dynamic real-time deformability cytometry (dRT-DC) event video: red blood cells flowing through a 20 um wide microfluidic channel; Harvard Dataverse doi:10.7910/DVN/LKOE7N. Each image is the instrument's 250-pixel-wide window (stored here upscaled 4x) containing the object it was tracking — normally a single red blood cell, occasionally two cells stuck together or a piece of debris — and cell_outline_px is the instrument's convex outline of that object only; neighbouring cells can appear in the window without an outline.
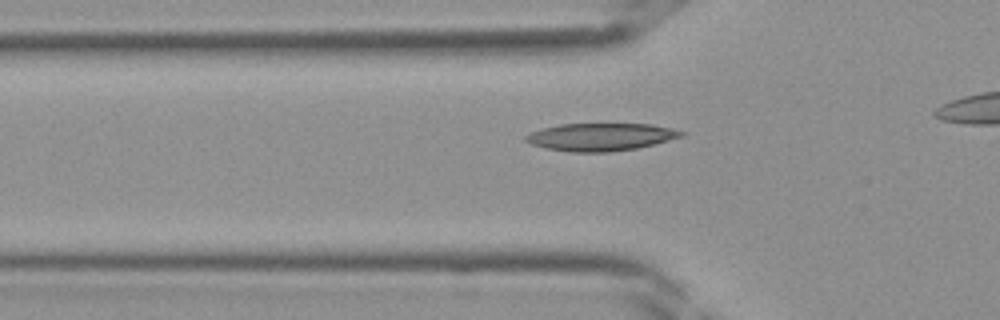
{"species": "Egyptian fruit bat (a non-hibernating species)", "species_latin": "Rousettus aegyptiacus", "temperature_condition": "room temperature", "stored_images_in_passage": 11, "camera_frame_rate_fps": 3000, "um_per_image_px": 0.085, "frame": {"image": 1, "passage_image": 4, "time_ms": 1.0, "image_size_px": [1000, 320], "cell_outline_px": [[688, 132], [684, 136], [636, 148], [608, 152], [572, 152], [544, 148], [532, 144], [524, 140], [524, 136], [532, 132], [544, 128], [560, 124], [652, 124], [672, 128]], "centroid_in_image_um": [51.08, 11.64], "position_along_channel_um": 74.7, "area_um2": 24.97}}
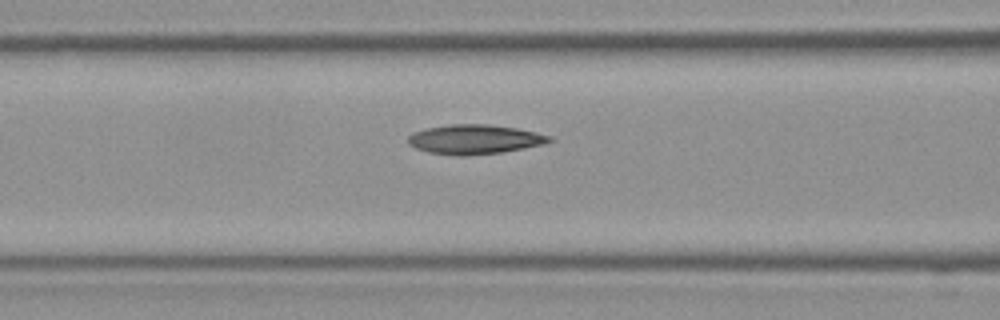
{"frame": {"image": 2, "passage_image": 7, "time_ms": 2.0, "image_size_px": [1000, 320], "cell_outline_px": [[556, 140], [544, 144], [504, 152], [468, 156], [456, 156], [428, 152], [416, 148], [408, 144], [408, 136], [412, 132], [428, 128], [448, 124], [488, 124], [516, 128], [536, 132], [552, 136]], "centroid_in_image_um": [40.36, 11.85], "position_along_channel_um": 126.2, "area_um2": 24.57}}
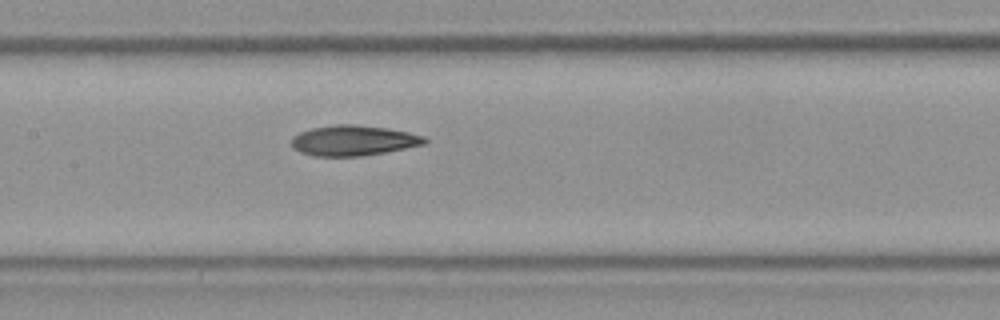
{"frame": {"image": 3, "passage_image": 10, "time_ms": 3.0, "image_size_px": [1000, 320], "cell_outline_px": [[428, 144], [384, 152], [360, 156], [312, 156], [300, 152], [292, 148], [292, 136], [300, 132], [312, 128], [336, 124], [352, 124], [388, 128], [408, 132], [424, 136], [428, 140]], "centroid_in_image_um": [30.04, 11.94], "position_along_channel_um": 177.4, "area_um2": 23.64}}